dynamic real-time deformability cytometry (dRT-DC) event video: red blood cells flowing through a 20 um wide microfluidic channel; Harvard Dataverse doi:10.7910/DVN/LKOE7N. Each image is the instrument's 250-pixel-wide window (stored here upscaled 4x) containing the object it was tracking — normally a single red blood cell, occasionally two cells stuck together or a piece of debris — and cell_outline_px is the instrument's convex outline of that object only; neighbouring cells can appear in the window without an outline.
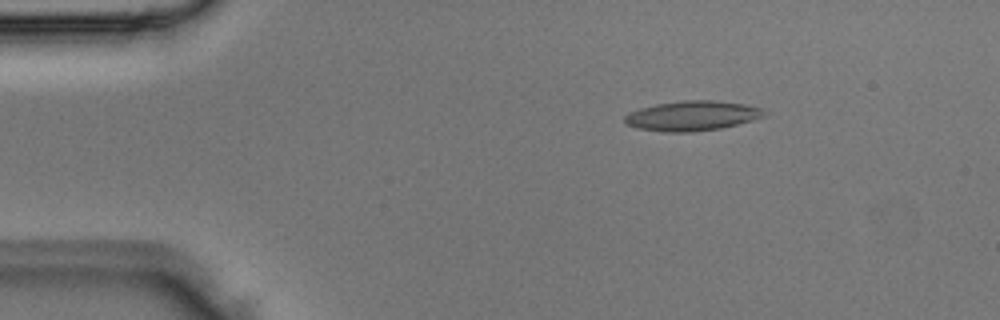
{"species": "Egyptian fruit bat (a non-hibernating species)", "species_latin": "Rousettus aegyptiacus", "temperature_condition": "room temperature", "stored_images_in_passage": 4, "camera_frame_rate_fps": 3000, "um_per_image_px": 0.085, "animal": {"sex": "male"}, "frame": {"image": 1, "passage_image": 2, "time_ms": 0.333, "image_size_px": [1000, 320], "cell_outline_px": [[768, 112], [764, 116], [752, 120], [720, 128], [692, 132], [664, 132], [636, 128], [624, 124], [624, 116], [628, 112], [640, 108], [656, 104], [684, 100], [712, 100], [744, 104], [764, 108]], "centroid_in_image_um": [58.81, 9.84], "position_along_channel_um": 26.2, "area_um2": 24.39}}
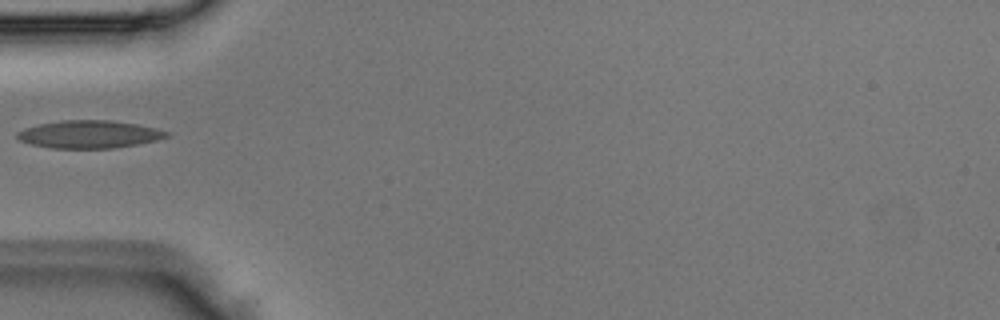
{"frame": {"image": 2, "passage_image": 4, "time_ms": 1.0, "image_size_px": [1000, 320], "cell_outline_px": [[172, 136], [140, 144], [112, 148], [48, 148], [32, 144], [20, 140], [16, 136], [16, 132], [24, 128], [40, 124], [64, 120], [112, 120], [136, 124], [156, 128], [168, 132]], "centroid_in_image_um": [7.61, 11.42], "position_along_channel_um": 77.4, "area_um2": 24.16}}